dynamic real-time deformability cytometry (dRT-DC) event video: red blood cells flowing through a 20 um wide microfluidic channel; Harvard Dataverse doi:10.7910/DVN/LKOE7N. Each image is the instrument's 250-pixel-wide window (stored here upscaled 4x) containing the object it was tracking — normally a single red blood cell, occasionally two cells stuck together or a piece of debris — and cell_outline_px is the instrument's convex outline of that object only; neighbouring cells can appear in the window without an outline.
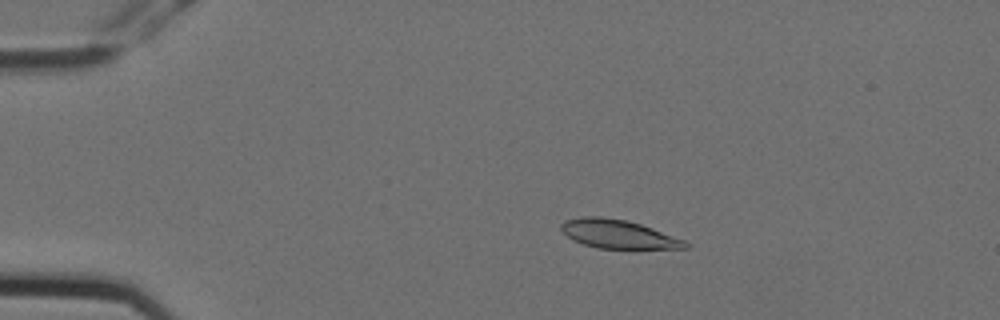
{"species": "Egyptian fruit bat (a non-hibernating species)", "species_latin": "Rousettus aegyptiacus", "temperature_condition": "cold", "stored_images_in_passage": 6, "camera_frame_rate_fps": 3000, "um_per_image_px": 0.085, "animal": {"sex": "female"}, "frame": {"image": 1, "passage_image": 3, "time_ms": 0.667, "image_size_px": [1000, 320], "cell_outline_px": [[692, 244], [688, 248], [596, 248], [572, 240], [560, 228], [560, 224], [564, 220], [580, 216], [600, 216], [628, 220], [652, 228], [684, 240]], "centroid_in_image_um": [52.52, 19.88], "position_along_channel_um": 32.5, "area_um2": 20.69}}
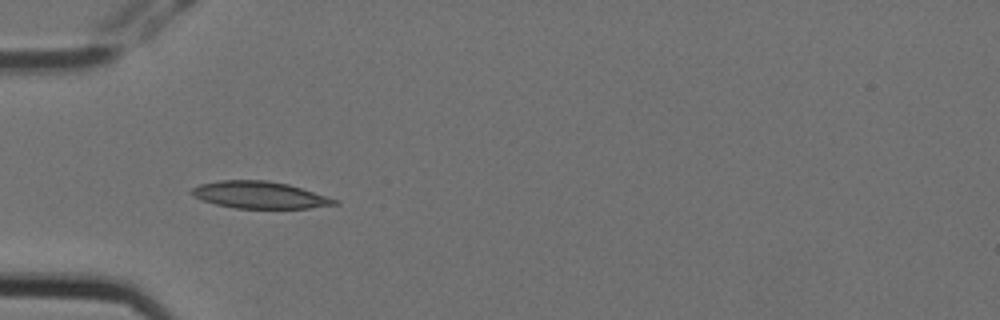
{"frame": {"image": 2, "passage_image": 5, "time_ms": 1.333, "image_size_px": [1000, 320], "cell_outline_px": [[340, 204], [308, 208], [236, 208], [216, 204], [192, 196], [188, 192], [192, 188], [200, 184], [220, 180], [268, 180], [288, 184], [336, 200]], "centroid_in_image_um": [22.0, 16.56], "position_along_channel_um": 63.0, "area_um2": 22.2}}
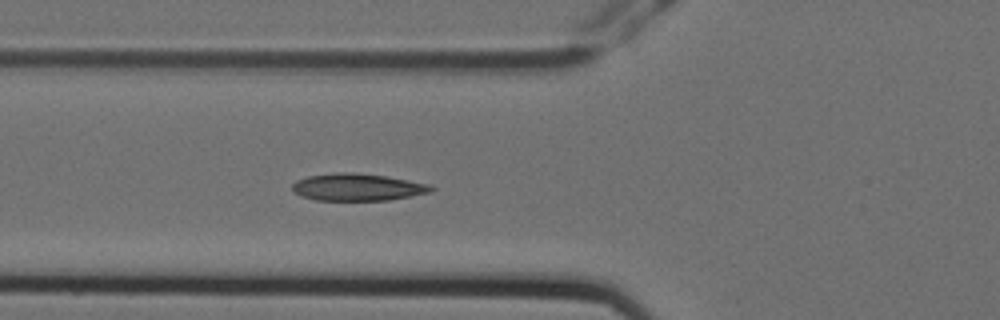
{"frame": {"image": 3, "passage_image": 6, "time_ms": 1.667, "image_size_px": [1000, 320], "cell_outline_px": [[436, 188], [432, 192], [412, 196], [388, 200], [316, 200], [300, 196], [292, 188], [292, 184], [296, 180], [308, 176], [336, 172], [352, 172], [384, 176], [408, 180], [428, 184]], "centroid_in_image_um": [30.39, 15.91], "position_along_channel_um": 95.4, "area_um2": 21.96}}